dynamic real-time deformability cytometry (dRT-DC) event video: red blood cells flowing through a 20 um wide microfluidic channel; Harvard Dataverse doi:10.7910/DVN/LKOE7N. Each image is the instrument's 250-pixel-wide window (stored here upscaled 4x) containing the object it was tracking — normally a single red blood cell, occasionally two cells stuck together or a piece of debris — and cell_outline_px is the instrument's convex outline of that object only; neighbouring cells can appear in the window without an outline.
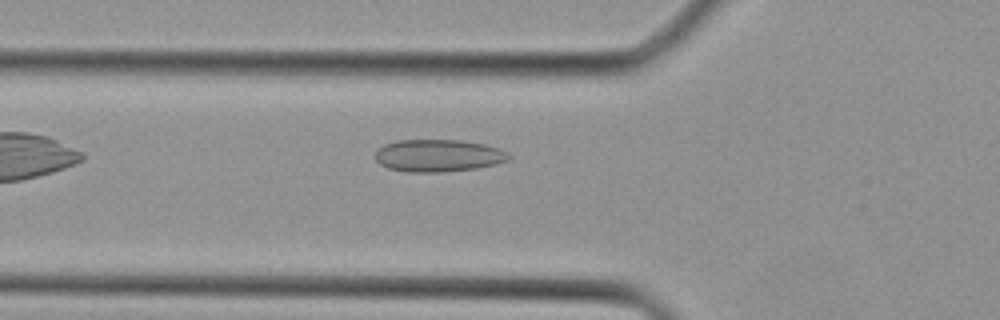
{"species": "Egyptian fruit bat (a non-hibernating species)", "species_latin": "Rousettus aegyptiacus", "temperature_condition": "cold", "stored_images_in_passage": 3, "camera_frame_rate_fps": 3000, "um_per_image_px": 0.085, "animal": {"sex": "female"}, "frame": {"image": 1, "passage_image": 3, "time_ms": 2.667, "image_size_px": [1000, 320], "cell_outline_px": [[512, 156], [508, 160], [496, 164], [476, 168], [440, 172], [408, 172], [388, 168], [380, 164], [376, 160], [376, 148], [384, 144], [396, 140], [460, 140], [484, 144], [508, 152]], "centroid_in_image_um": [37.23, 13.22], "position_along_channel_um": 88.6, "area_um2": 25.2}}